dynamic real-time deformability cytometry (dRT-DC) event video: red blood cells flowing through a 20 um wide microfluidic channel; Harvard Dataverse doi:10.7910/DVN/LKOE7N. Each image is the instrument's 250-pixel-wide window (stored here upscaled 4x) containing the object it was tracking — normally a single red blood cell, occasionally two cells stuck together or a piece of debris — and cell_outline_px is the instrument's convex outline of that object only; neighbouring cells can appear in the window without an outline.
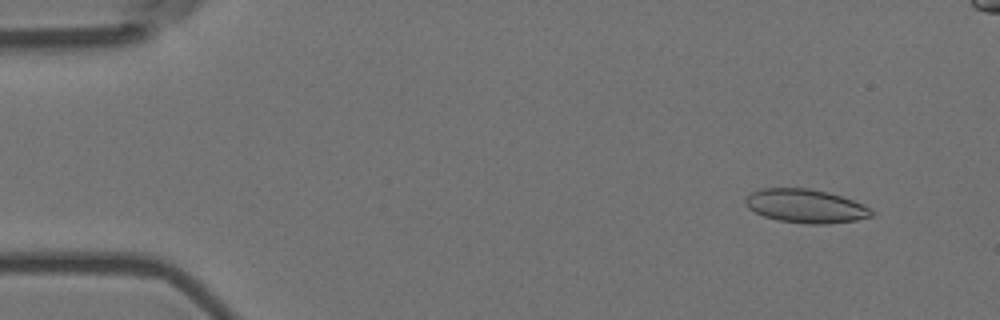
{"species": "Egyptian fruit bat (a non-hibernating species)", "species_latin": "Rousettus aegyptiacus", "temperature_condition": "room temperature", "stored_images_in_passage": 6, "camera_frame_rate_fps": 3000, "um_per_image_px": 0.085, "animal": {"sex": "female"}, "frame": {"image": 1, "passage_image": 2, "time_ms": 0.333, "image_size_px": [1000, 320], "cell_outline_px": [[876, 216], [856, 220], [824, 224], [808, 224], [776, 220], [764, 216], [748, 208], [744, 204], [744, 200], [752, 192], [760, 188], [808, 188], [828, 192], [852, 200], [876, 212]], "centroid_in_image_um": [68.47, 17.52], "position_along_channel_um": 16.5, "area_um2": 24.74}}